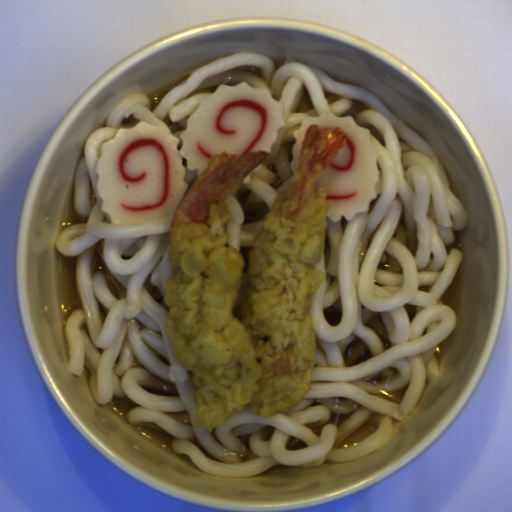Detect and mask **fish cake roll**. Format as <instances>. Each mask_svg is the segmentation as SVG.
Segmentation results:
<instances>
[{"mask_svg":"<svg viewBox=\"0 0 512 512\" xmlns=\"http://www.w3.org/2000/svg\"><path fill=\"white\" fill-rule=\"evenodd\" d=\"M309 125H317L319 130L341 127L347 137L346 146L338 149L316 181L317 188L323 187L330 200L327 218L337 222L344 216L349 221L356 215L368 213L369 203L377 199L376 185L380 178L378 149L372 143L370 129L359 126L350 115L336 117L323 112L319 116L306 117L293 134L296 143L292 146L293 160L289 165L293 175Z\"/></svg>","mask_w":512,"mask_h":512,"instance_id":"80858fc9","label":"fish cake roll"},{"mask_svg":"<svg viewBox=\"0 0 512 512\" xmlns=\"http://www.w3.org/2000/svg\"><path fill=\"white\" fill-rule=\"evenodd\" d=\"M286 125L284 103L268 87L244 81L217 86L188 117L182 143L164 125L140 121L118 127L102 143L94 168L100 210L113 224H140L175 213L176 207L208 166L222 152L271 153L278 131Z\"/></svg>","mask_w":512,"mask_h":512,"instance_id":"14b837c1","label":"fish cake roll"}]
</instances>
